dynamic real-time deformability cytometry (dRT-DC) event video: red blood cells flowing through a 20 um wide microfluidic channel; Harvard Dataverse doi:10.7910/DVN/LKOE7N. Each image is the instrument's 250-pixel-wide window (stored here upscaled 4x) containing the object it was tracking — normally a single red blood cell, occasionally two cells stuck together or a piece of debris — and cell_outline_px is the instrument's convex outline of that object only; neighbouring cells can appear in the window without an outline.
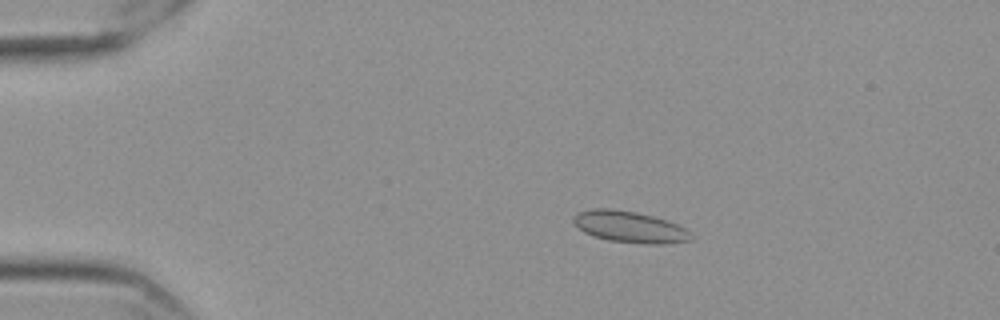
{"species": "Egyptian fruit bat (a non-hibernating species)", "species_latin": "Rousettus aegyptiacus", "temperature_condition": "cold", "stored_images_in_passage": 58, "camera_frame_rate_fps": 3000, "um_per_image_px": 0.085, "frame": {"image": 1, "passage_image": 12, "time_ms": 3.667, "image_size_px": [1000, 320], "cell_outline_px": [[692, 240], [664, 244], [644, 244], [608, 240], [592, 236], [584, 232], [572, 220], [580, 212], [592, 208], [612, 208], [636, 212], [668, 220], [684, 228], [692, 236]], "centroid_in_image_um": [53.53, 19.29], "position_along_channel_um": 31.5, "area_um2": 21.39}}
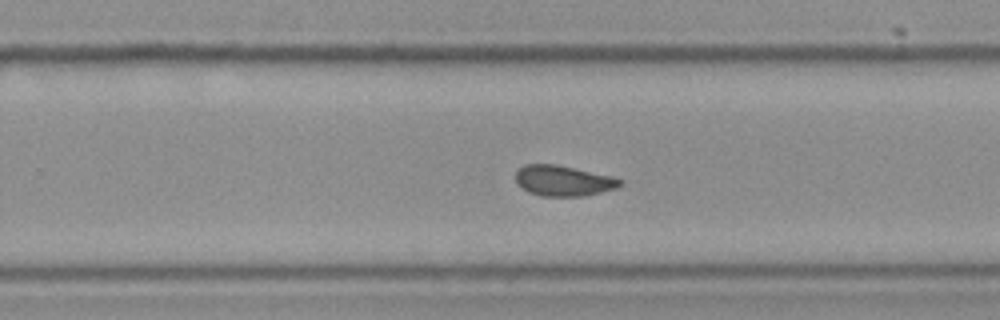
{"frame": {"image": 2, "passage_image": 38, "time_ms": 12.333, "image_size_px": [1000, 320], "cell_outline_px": [[624, 184], [616, 188], [584, 196], [540, 196], [528, 192], [516, 184], [516, 172], [524, 164], [556, 164], [608, 176], [624, 180]], "centroid_in_image_um": [47.85, 15.37], "position_along_channel_um": 282.0, "area_um2": 18.5}}
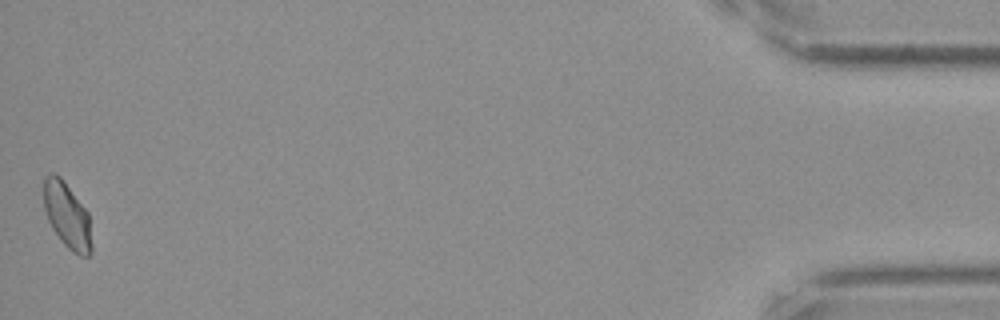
{"frame": {"image": 3, "passage_image": 58, "time_ms": 19.0, "image_size_px": [1000, 320], "cell_outline_px": [[92, 252], [88, 256], [80, 256], [72, 252], [60, 240], [52, 228], [48, 220], [44, 208], [44, 176], [52, 172], [56, 172], [60, 176], [88, 212], [92, 244]], "centroid_in_image_um": [5.7, 18.32], "position_along_channel_um": 429.5, "area_um2": 18.44}, "authors_computed_cell_mechanics": {"area_um2": 19.0451, "velocity_mm_per_s": 3.5497, "shape_relaxation_time_tau1_ms": null, "shape_relaxation_time_tau2_ms": 0.836, "deformation_change_tau1": null, "deformation_change_tau2": 0.043}}